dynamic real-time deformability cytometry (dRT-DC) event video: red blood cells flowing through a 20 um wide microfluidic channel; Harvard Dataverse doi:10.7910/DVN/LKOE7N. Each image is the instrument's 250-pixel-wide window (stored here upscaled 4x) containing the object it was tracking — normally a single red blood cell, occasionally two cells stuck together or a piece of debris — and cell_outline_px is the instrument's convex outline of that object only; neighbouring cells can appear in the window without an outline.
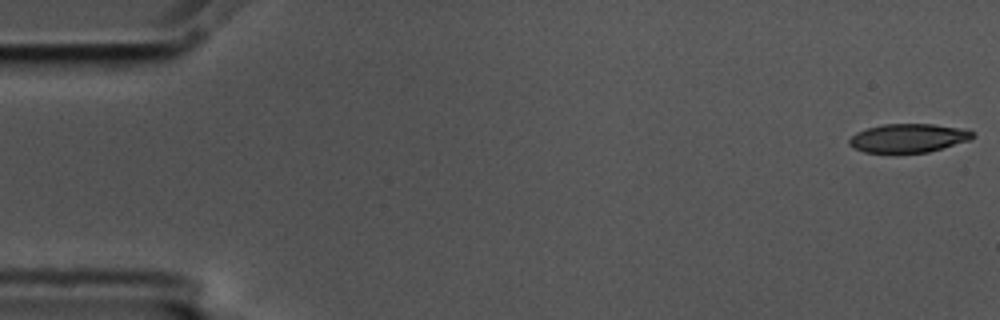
{"species": "common noctule bat (a hibernating species)", "species_latin": "Nyctalus noctula", "temperature_condition": "cold", "stored_images_in_passage": 56, "camera_frame_rate_fps": 3000, "um_per_image_px": 0.085, "animal": {"sex": "male", "body_mass_g": 17.5, "forearm_length_mm": 52.3}, "frame": {"image": 1, "passage_image": 1, "time_ms": 0.0, "image_size_px": [1000, 320], "cell_outline_px": [[976, 136], [972, 140], [928, 152], [864, 152], [848, 144], [848, 140], [856, 132], [868, 128], [884, 124], [932, 124], [968, 128]], "centroid_in_image_um": [77.28, 11.72], "position_along_channel_um": 7.7, "area_um2": 20.69}}
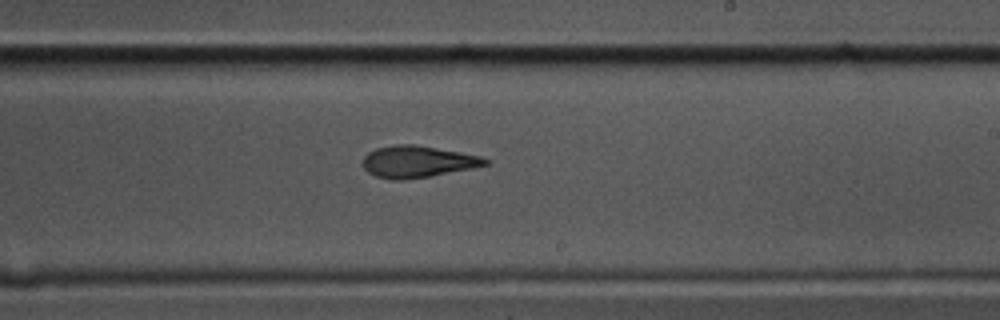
{"frame": {"image": 2, "passage_image": 33, "time_ms": 10.667, "image_size_px": [1000, 320], "cell_outline_px": [[488, 164], [472, 168], [428, 176], [400, 180], [392, 180], [376, 176], [368, 172], [364, 168], [364, 156], [368, 152], [376, 148], [396, 144], [412, 144], [460, 152], [480, 156], [488, 160]], "centroid_in_image_um": [35.46, 13.73], "position_along_channel_um": 253.5, "area_um2": 22.25}}
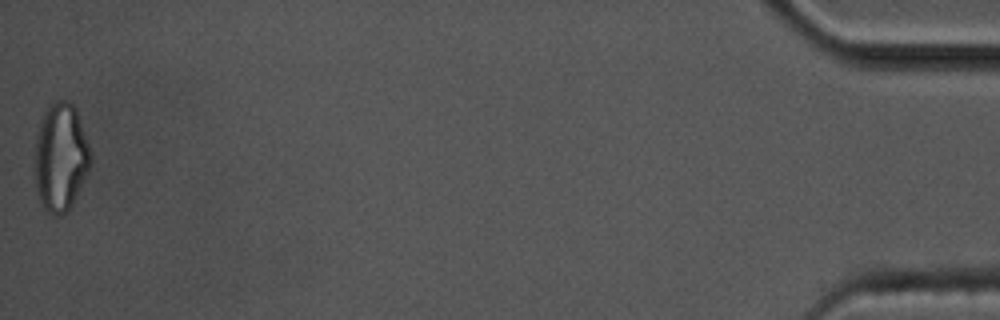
{"frame": {"image": 3, "passage_image": 56, "time_ms": 18.333, "image_size_px": [1000, 320], "cell_outline_px": [[92, 164], [72, 204], [60, 216], [52, 216], [44, 208], [40, 200], [36, 188], [36, 136], [40, 120], [44, 112], [52, 100], [68, 100], [76, 108], [92, 156]], "centroid_in_image_um": [5.17, 13.34], "position_along_channel_um": 430.0, "area_um2": 35.03}, "authors_computed_cell_mechanics": {"area_um2": 22.8888, "velocity_mm_per_s": 3.5776, "shape_relaxation_time_tau1_ms": 9.6224, "shape_relaxation_time_tau2_ms": 4.5453, "deformation_change_tau1": 0.2235, "deformation_change_tau2": 0.1369}}